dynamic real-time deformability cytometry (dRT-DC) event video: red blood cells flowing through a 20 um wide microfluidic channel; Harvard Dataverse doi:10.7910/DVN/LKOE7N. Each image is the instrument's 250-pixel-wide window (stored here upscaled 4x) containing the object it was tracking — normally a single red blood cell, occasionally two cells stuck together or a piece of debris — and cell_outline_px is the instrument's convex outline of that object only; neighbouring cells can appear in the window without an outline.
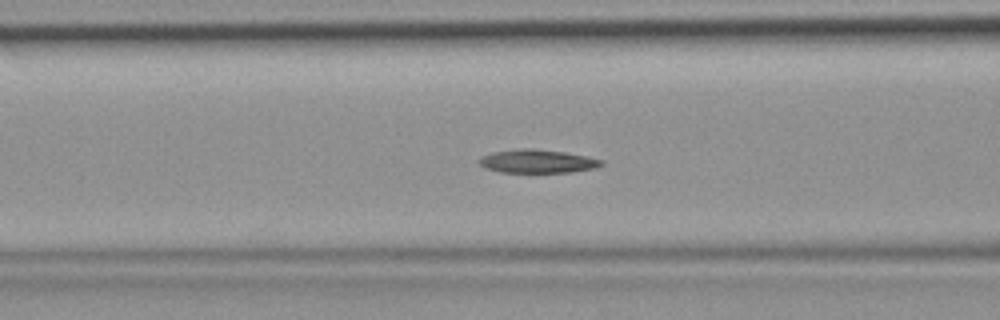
{"species": "common noctule bat (a hibernating species)", "species_latin": "Nyctalus noctula", "temperature_condition": "room temperature", "stored_images_in_passage": 37, "camera_frame_rate_fps": 3000, "um_per_image_px": 0.085, "animal": {"sex": "female", "body_mass_g": 19.9}, "frame": {"image": 1, "passage_image": 8, "time_ms": 2.333, "image_size_px": [1000, 320], "cell_outline_px": [[604, 164], [596, 168], [572, 172], [500, 172], [484, 168], [476, 160], [492, 152], [520, 148], [532, 148], [564, 152], [604, 160]], "centroid_in_image_um": [45.67, 13.71], "position_along_channel_um": 120.9, "area_um2": 16.7}}
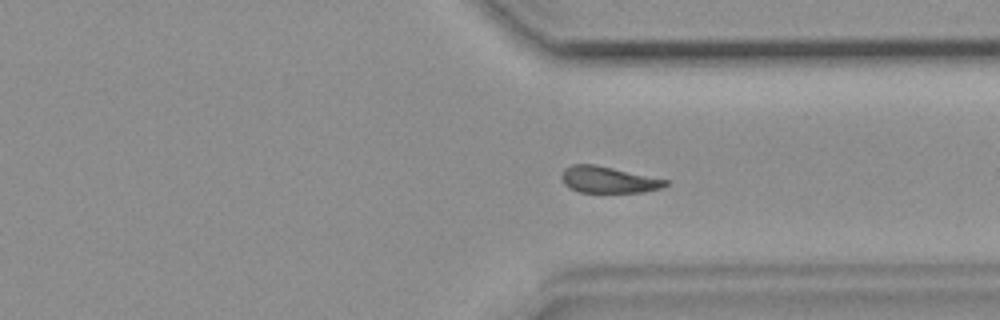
{"frame": {"image": 2, "passage_image": 25, "time_ms": 8.0, "image_size_px": [1000, 320], "cell_outline_px": [[668, 184], [660, 188], [644, 192], [580, 192], [564, 184], [560, 176], [564, 168], [572, 164], [596, 164], [668, 180]], "centroid_in_image_um": [51.68, 15.26], "position_along_channel_um": 359.7, "area_um2": 15.95}}
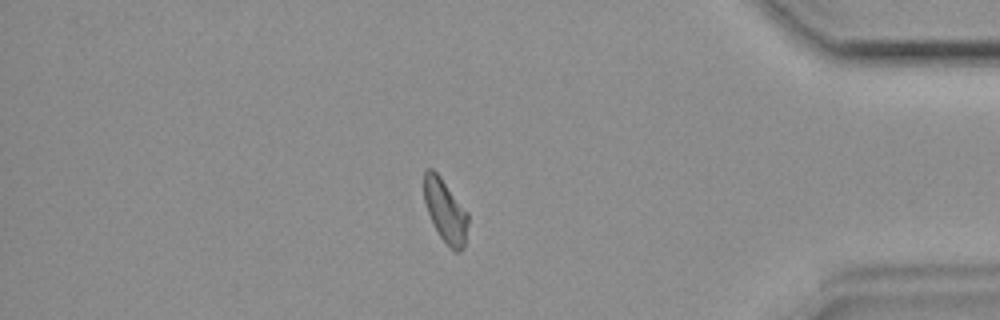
{"frame": {"image": 3, "passage_image": 30, "time_ms": 9.667, "image_size_px": [1000, 320], "cell_outline_px": [[468, 224], [464, 248], [460, 252], [456, 252], [440, 236], [428, 212], [424, 200], [424, 172], [428, 168], [432, 168], [440, 176], [468, 212]], "centroid_in_image_um": [37.87, 17.91], "position_along_channel_um": 397.3, "area_um2": 15.95}}